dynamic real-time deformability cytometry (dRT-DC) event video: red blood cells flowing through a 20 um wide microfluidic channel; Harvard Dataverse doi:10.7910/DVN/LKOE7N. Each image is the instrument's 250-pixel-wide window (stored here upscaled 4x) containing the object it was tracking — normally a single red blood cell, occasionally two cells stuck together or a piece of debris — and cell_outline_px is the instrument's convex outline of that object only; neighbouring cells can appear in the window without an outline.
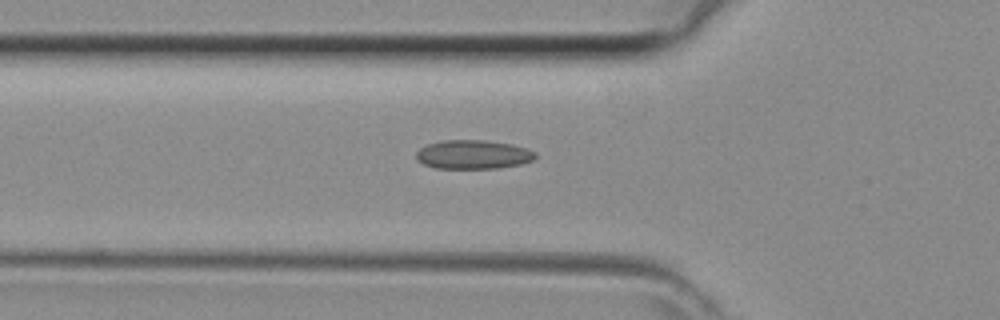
{"species": "common noctule bat (a hibernating species)", "species_latin": "Nyctalus noctula", "temperature_condition": "room temperature", "stored_images_in_passage": 43, "camera_frame_rate_fps": 3000, "um_per_image_px": 0.085, "animal": {"sex": "female", "body_mass_g": 29.2, "forearm_length_mm": 56.3}, "frame": {"image": 1, "passage_image": 14, "time_ms": 4.333, "image_size_px": [1000, 320], "cell_outline_px": [[536, 156], [532, 160], [520, 164], [496, 168], [436, 168], [424, 164], [416, 160], [416, 152], [420, 148], [428, 144], [444, 140], [484, 140], [512, 144], [528, 148], [536, 152]], "centroid_in_image_um": [40.22, 13.13], "position_along_channel_um": 85.6, "area_um2": 20.06}}
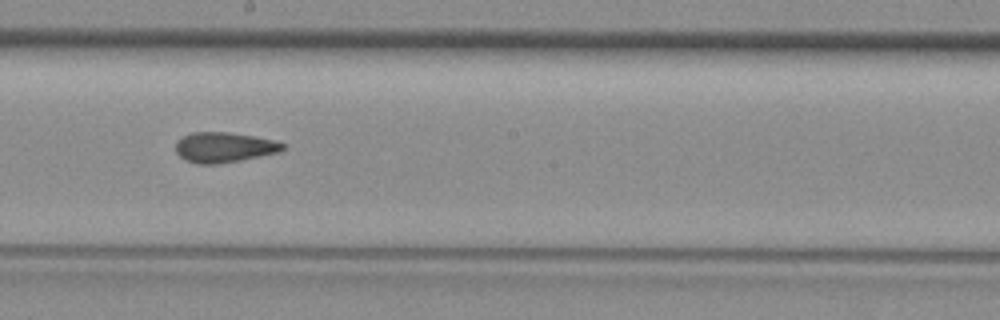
{"frame": {"image": 2, "passage_image": 23, "time_ms": 7.333, "image_size_px": [1000, 320], "cell_outline_px": [[284, 148], [280, 152], [240, 160], [216, 164], [196, 164], [180, 156], [176, 152], [176, 140], [192, 132], [228, 132], [252, 136], [272, 140], [284, 144]], "centroid_in_image_um": [19.02, 12.52], "position_along_channel_um": 229.2, "area_um2": 18.61}}
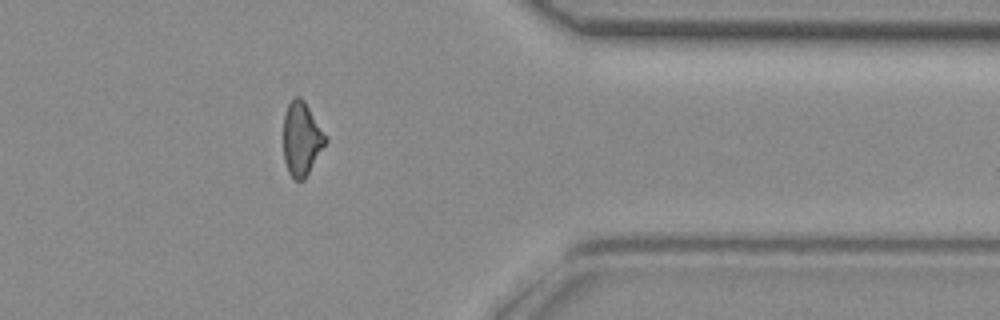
{"frame": {"image": 3, "passage_image": 34, "time_ms": 11.0, "image_size_px": [1000, 320], "cell_outline_px": [[328, 140], [304, 180], [296, 180], [288, 172], [284, 160], [284, 116], [288, 104], [296, 96], [300, 96], [304, 100], [328, 136]], "centroid_in_image_um": [25.66, 11.79], "position_along_channel_um": 385.7, "area_um2": 18.09}}